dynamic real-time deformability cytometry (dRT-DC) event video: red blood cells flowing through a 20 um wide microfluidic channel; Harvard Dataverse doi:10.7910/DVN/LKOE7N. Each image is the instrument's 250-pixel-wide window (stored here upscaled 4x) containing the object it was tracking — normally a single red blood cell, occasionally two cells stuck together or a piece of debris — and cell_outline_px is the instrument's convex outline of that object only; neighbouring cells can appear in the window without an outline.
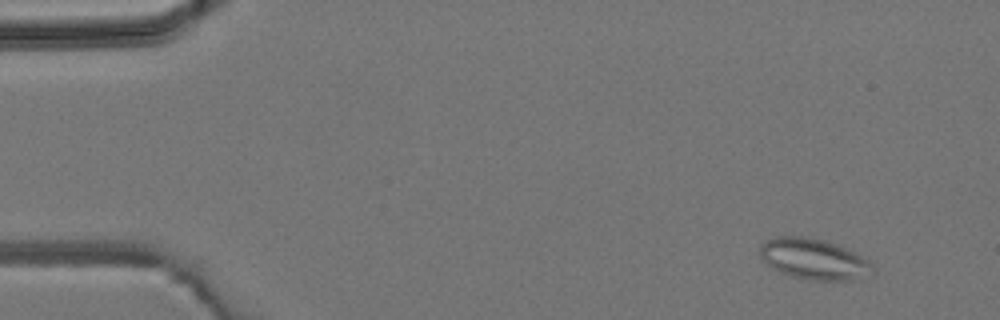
{"species": "common noctule bat (a hibernating species)", "species_latin": "Nyctalus noctula", "temperature_condition": "room temperature", "stored_images_in_passage": 4, "camera_frame_rate_fps": 3000, "um_per_image_px": 0.085, "animal": {"sex": "male", "body_mass_g": 19.2, "forearm_length_mm": 51.8}, "frame": {"image": 1, "passage_image": 2, "time_ms": 1.0, "image_size_px": [1000, 320], "cell_outline_px": [[876, 272], [872, 276], [852, 280], [808, 280], [792, 276], [780, 272], [772, 268], [760, 256], [760, 244], [776, 236], [804, 236], [824, 240], [836, 244], [868, 260], [872, 264]], "centroid_in_image_um": [69.2, 22.03], "position_along_channel_um": 15.8, "area_um2": 26.88}}